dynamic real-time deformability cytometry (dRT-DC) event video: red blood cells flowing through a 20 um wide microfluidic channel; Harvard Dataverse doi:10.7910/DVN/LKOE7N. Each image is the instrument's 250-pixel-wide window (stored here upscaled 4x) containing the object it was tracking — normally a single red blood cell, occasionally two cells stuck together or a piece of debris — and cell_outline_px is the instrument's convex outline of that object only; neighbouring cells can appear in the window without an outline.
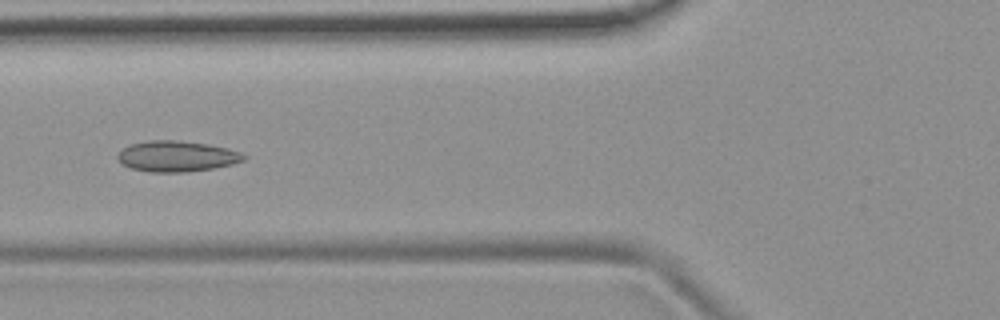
{"species": "common noctule bat (a hibernating species)", "species_latin": "Nyctalus noctula", "temperature_condition": "room temperature", "stored_images_in_passage": 4, "camera_frame_rate_fps": 3000, "um_per_image_px": 0.085, "animal": {"sex": "female", "body_mass_g": 19.9}, "frame": {"image": 1, "passage_image": 3, "time_ms": 0.667, "image_size_px": [1000, 320], "cell_outline_px": [[248, 156], [244, 160], [232, 164], [212, 168], [184, 172], [148, 172], [132, 168], [124, 164], [116, 156], [124, 148], [132, 144], [148, 140], [176, 140], [208, 144], [228, 148], [240, 152]], "centroid_in_image_um": [15.06, 13.28], "position_along_channel_um": 110.7, "area_um2": 22.43}}
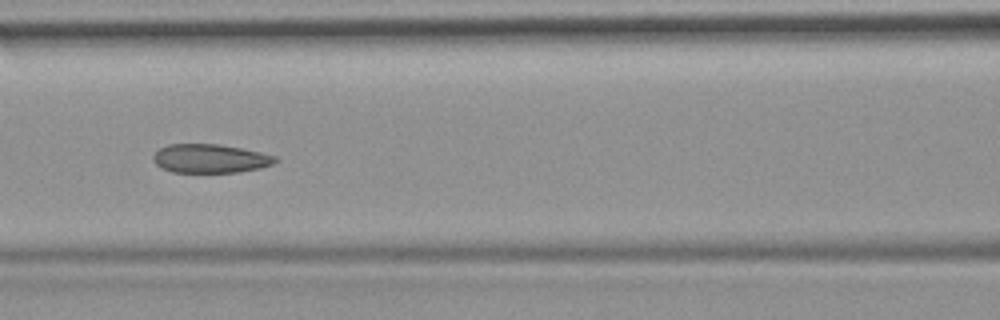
{"frame": {"image": 2, "passage_image": 4, "time_ms": 1.0, "image_size_px": [1000, 320], "cell_outline_px": [[276, 160], [272, 164], [260, 168], [240, 172], [172, 172], [160, 168], [152, 160], [152, 156], [160, 148], [168, 144], [220, 144], [260, 152], [276, 156]], "centroid_in_image_um": [17.82, 13.47], "position_along_channel_um": 148.8, "area_um2": 20.46}}